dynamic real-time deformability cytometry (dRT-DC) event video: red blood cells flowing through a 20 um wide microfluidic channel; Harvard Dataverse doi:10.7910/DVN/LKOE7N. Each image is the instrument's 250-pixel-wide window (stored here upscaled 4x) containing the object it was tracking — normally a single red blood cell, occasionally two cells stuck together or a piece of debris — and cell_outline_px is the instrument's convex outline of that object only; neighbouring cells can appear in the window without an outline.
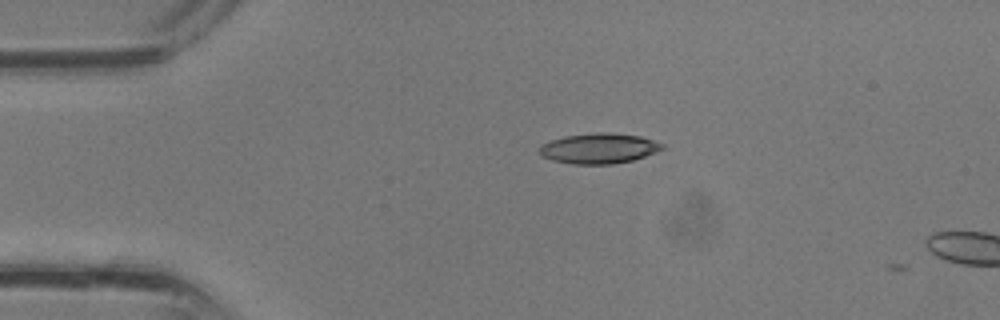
{"species": "common noctule bat (a hibernating species)", "species_latin": "Nyctalus noctula", "temperature_condition": "room temperature", "stored_images_in_passage": 4, "camera_frame_rate_fps": 3000, "um_per_image_px": 0.085, "animal": {"sex": "male", "body_mass_g": 13.3}, "frame": {"image": 1, "passage_image": 2, "time_ms": 0.333, "image_size_px": [1000, 320], "cell_outline_px": [[664, 148], [656, 152], [632, 160], [612, 164], [572, 164], [552, 160], [540, 156], [540, 144], [564, 136], [596, 132], [612, 132], [640, 136], [664, 144]], "centroid_in_image_um": [50.89, 12.61], "position_along_channel_um": 34.1, "area_um2": 21.73}}